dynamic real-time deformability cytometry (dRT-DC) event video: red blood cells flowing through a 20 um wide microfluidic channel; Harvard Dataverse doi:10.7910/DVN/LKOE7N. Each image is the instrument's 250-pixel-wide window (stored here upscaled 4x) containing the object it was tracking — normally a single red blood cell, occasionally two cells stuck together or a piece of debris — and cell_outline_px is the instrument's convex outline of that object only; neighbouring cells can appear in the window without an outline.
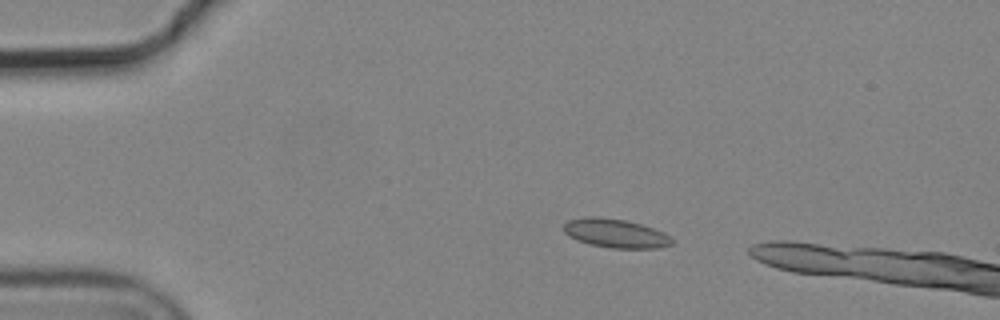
{"species": "common noctule bat (a hibernating species)", "species_latin": "Nyctalus noctula", "temperature_condition": "cold", "stored_images_in_passage": 5, "camera_frame_rate_fps": 3000, "um_per_image_px": 0.085, "animal": {"sex": "male", "body_mass_g": 19.2, "forearm_length_mm": 51.8}, "frame": {"image": 1, "passage_image": 3, "time_ms": 0.667, "image_size_px": [1000, 320], "cell_outline_px": [[672, 244], [660, 248], [612, 248], [588, 244], [576, 240], [568, 236], [564, 232], [564, 224], [568, 220], [588, 216], [596, 216], [628, 220], [664, 232], [672, 240]], "centroid_in_image_um": [52.29, 19.83], "position_along_channel_um": 32.7, "area_um2": 18.26}}